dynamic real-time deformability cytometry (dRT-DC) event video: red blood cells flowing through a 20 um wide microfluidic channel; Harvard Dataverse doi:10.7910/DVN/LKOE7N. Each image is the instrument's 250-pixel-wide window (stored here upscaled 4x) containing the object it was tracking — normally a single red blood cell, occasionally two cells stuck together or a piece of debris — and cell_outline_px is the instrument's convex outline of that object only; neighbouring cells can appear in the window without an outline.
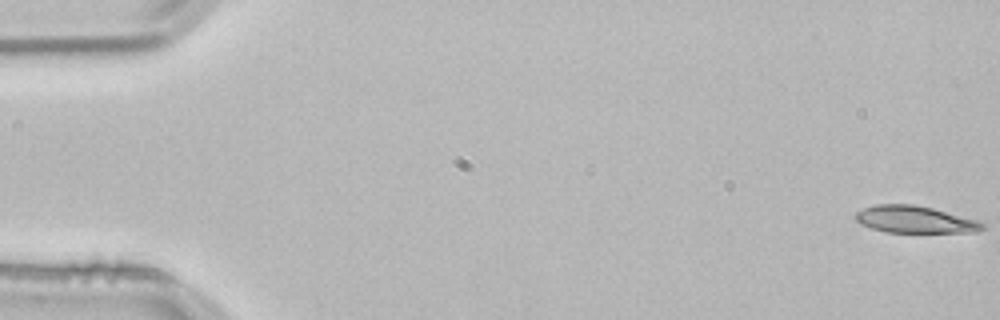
{"species": "common noctule bat (a hibernating species)", "species_latin": "Nyctalus noctula", "temperature_condition": "room temperature", "stored_images_in_passage": 53, "camera_frame_rate_fps": 3000, "um_per_image_px": 0.085, "animal": {"sex": "male", "body_mass_g": 21.5, "forearm_length_mm": 52.0}, "frame": {"image": 1, "passage_image": 1, "time_ms": 0.0, "image_size_px": [1000, 320], "cell_outline_px": [[984, 228], [972, 232], [884, 232], [860, 224], [856, 220], [856, 212], [864, 208], [876, 204], [912, 204], [932, 208], [976, 220], [984, 224]], "centroid_in_image_um": [77.71, 18.65], "position_along_channel_um": 7.3, "area_um2": 19.71}}
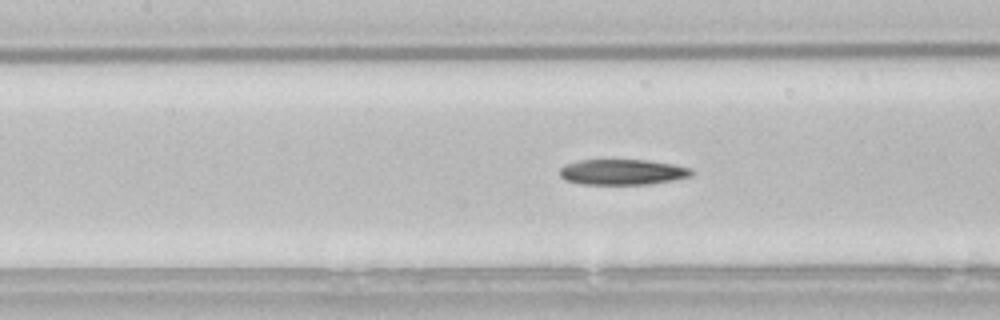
{"frame": {"image": 2, "passage_image": 24, "time_ms": 7.667, "image_size_px": [1000, 320], "cell_outline_px": [[692, 176], [672, 180], [648, 184], [580, 184], [564, 180], [560, 176], [560, 168], [564, 164], [580, 160], [648, 160], [672, 164], [692, 168]], "centroid_in_image_um": [52.88, 14.62], "position_along_channel_um": 154.5, "area_um2": 19.65}}
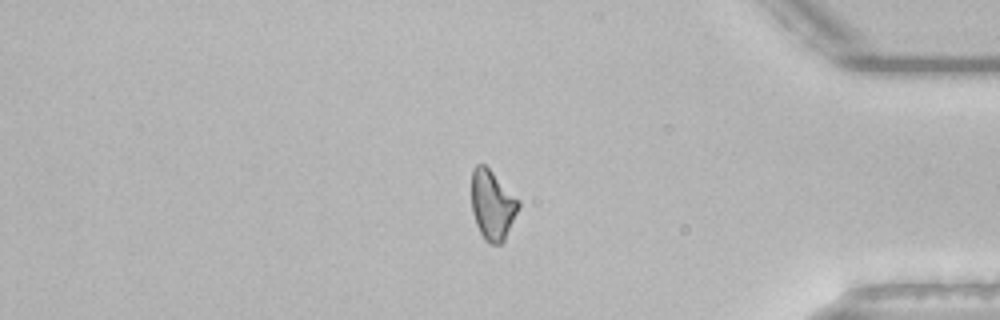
{"frame": {"image": 3, "passage_image": 45, "time_ms": 14.667, "image_size_px": [1000, 320], "cell_outline_px": [[520, 204], [504, 240], [500, 244], [488, 244], [484, 240], [476, 224], [472, 212], [472, 168], [476, 164], [484, 164], [520, 200]], "centroid_in_image_um": [41.83, 17.42], "position_along_channel_um": 393.4, "area_um2": 18.9}}